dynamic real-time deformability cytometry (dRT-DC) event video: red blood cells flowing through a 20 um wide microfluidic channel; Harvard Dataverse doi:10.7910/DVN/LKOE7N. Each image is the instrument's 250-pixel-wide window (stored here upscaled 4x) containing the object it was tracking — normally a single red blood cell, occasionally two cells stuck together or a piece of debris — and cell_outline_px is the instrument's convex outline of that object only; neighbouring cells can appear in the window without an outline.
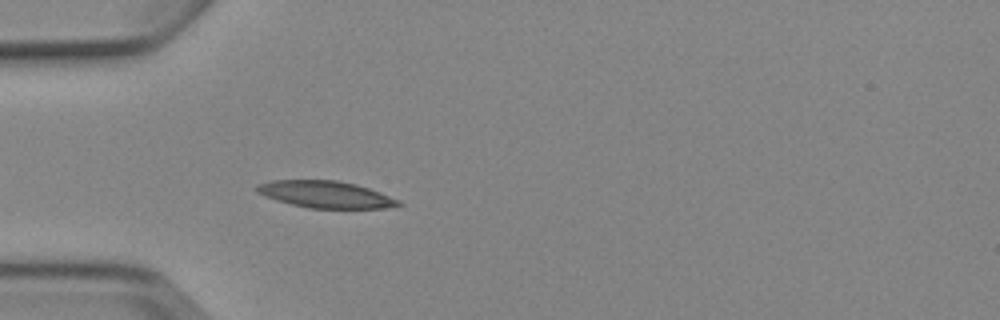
{"species": "Egyptian fruit bat (a non-hibernating species)", "species_latin": "Rousettus aegyptiacus", "temperature_condition": "cold", "stored_images_in_passage": 5, "camera_frame_rate_fps": 3000, "um_per_image_px": 0.085, "animal": {"sex": "female"}, "frame": {"image": 1, "passage_image": 5, "time_ms": 4.667, "image_size_px": [1000, 320], "cell_outline_px": [[404, 204], [384, 208], [308, 208], [276, 200], [264, 196], [256, 192], [256, 184], [272, 180], [336, 180], [356, 184], [368, 188], [400, 200]], "centroid_in_image_um": [27.65, 16.52], "position_along_channel_um": 57.4, "area_um2": 22.14}}